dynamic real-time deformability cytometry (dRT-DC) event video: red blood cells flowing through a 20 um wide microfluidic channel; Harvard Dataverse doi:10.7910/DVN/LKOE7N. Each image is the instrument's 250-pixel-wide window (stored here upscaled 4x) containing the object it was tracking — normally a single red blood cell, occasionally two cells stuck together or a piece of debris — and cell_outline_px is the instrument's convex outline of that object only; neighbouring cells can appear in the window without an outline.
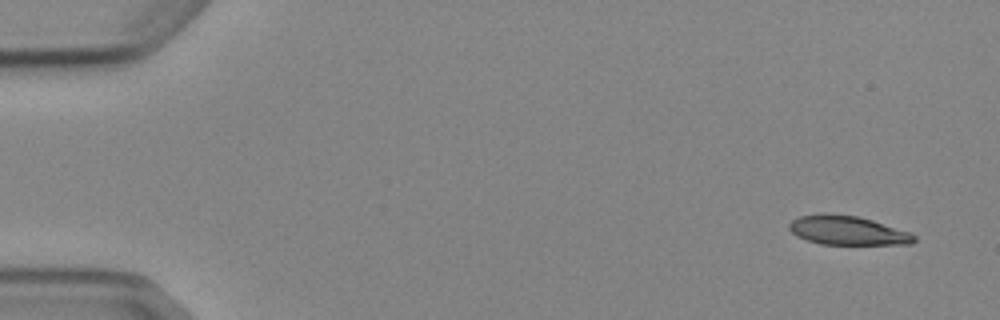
{"species": "Egyptian fruit bat (a non-hibernating species)", "species_latin": "Rousettus aegyptiacus", "temperature_condition": "cold", "stored_images_in_passage": 4, "camera_frame_rate_fps": 3000, "um_per_image_px": 0.085, "animal": {"sex": "female"}, "frame": {"image": 1, "passage_image": 1, "time_ms": 0.0, "image_size_px": [1000, 320], "cell_outline_px": [[916, 240], [912, 244], [820, 244], [796, 236], [788, 228], [788, 224], [792, 220], [800, 216], [824, 212], [828, 212], [856, 216], [872, 220], [912, 232], [916, 236]], "centroid_in_image_um": [72.04, 19.57], "position_along_channel_um": 13.0, "area_um2": 21.39}}
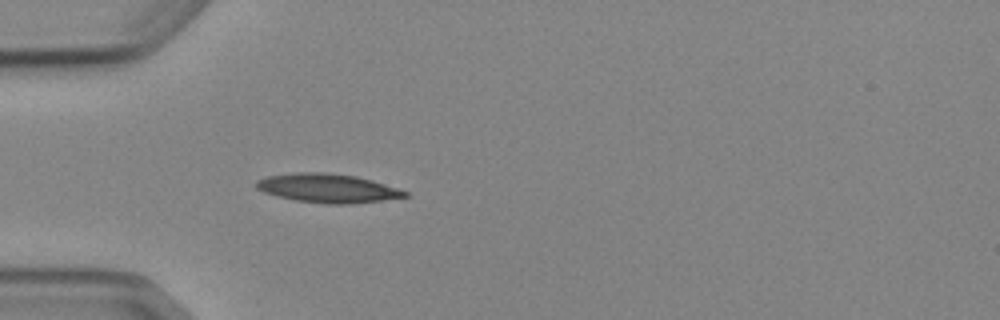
{"frame": {"image": 2, "passage_image": 4, "time_ms": 4.333, "image_size_px": [1000, 320], "cell_outline_px": [[408, 196], [380, 200], [348, 204], [328, 204], [296, 200], [276, 196], [264, 192], [256, 188], [256, 180], [268, 176], [296, 172], [324, 172], [356, 176], [372, 180], [408, 192]], "centroid_in_image_um": [27.81, 15.99], "position_along_channel_um": 57.2, "area_um2": 24.74}}